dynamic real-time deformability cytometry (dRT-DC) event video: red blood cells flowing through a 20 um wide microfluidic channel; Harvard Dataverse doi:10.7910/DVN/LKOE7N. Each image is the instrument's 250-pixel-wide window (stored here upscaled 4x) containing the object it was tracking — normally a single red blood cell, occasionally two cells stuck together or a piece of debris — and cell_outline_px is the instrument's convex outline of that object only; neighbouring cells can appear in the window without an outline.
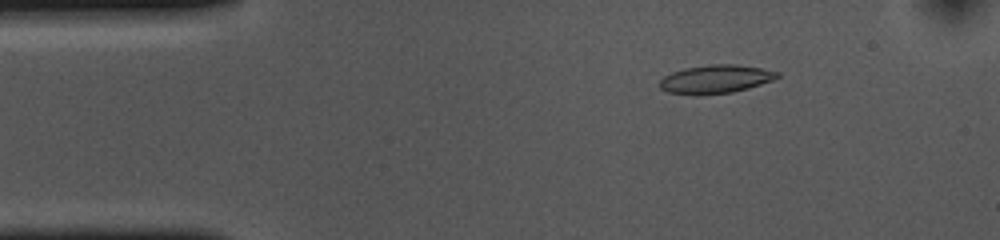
{"species": "common noctule bat (a hibernating species)", "species_latin": "Nyctalus noctula", "temperature_condition": "cold", "stored_images_in_passage": 54, "segment_of_instrument_passage": [1, 2], "camera_frame_rate_fps": 3000, "um_per_image_px": 0.085, "animal": {"sex": "female", "body_mass_g": 10.0, "forearm_length_mm": 53.1}, "frame": {"image": 1, "passage_image": 7, "time_ms": 2.0, "image_size_px": [1000, 240], "cell_outline_px": [[780, 76], [772, 80], [748, 88], [732, 92], [696, 96], [668, 92], [660, 88], [660, 80], [664, 76], [672, 72], [684, 68], [708, 64], [736, 64], [760, 68], [780, 72]], "centroid_in_image_um": [60.8, 6.73], "position_along_channel_um": 24.2, "area_um2": 19.59}}
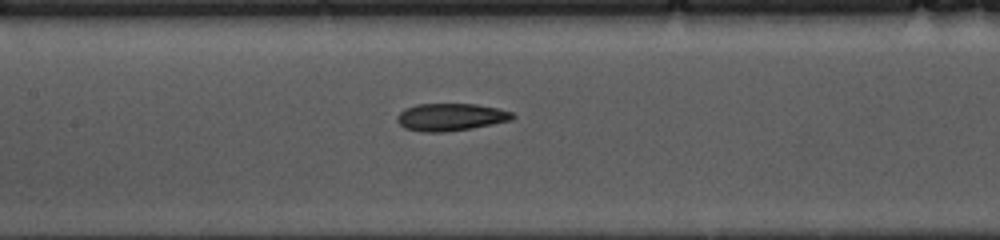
{"frame": {"image": 2, "passage_image": 23, "time_ms": 7.333, "image_size_px": [1000, 240], "cell_outline_px": [[516, 116], [512, 120], [472, 128], [444, 132], [420, 132], [404, 128], [396, 120], [396, 116], [404, 108], [416, 104], [476, 104], [500, 108], [512, 112]], "centroid_in_image_um": [38.3, 9.95], "position_along_channel_um": 169.1, "area_um2": 18.67}}
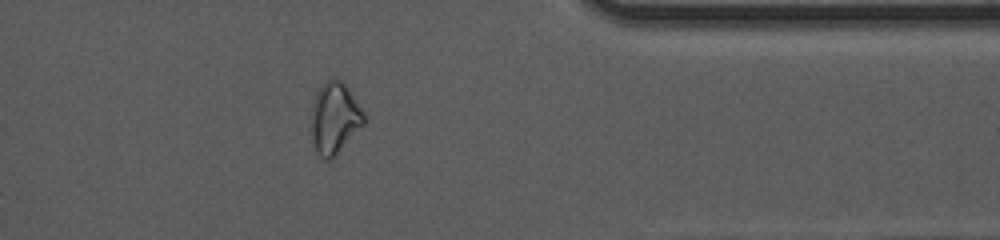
{"frame": {"image": 3, "passage_image": 42, "time_ms": 13.667, "image_size_px": [1000, 240], "cell_outline_px": [[364, 124], [328, 160], [324, 160], [316, 152], [312, 140], [312, 104], [316, 92], [328, 80], [336, 76], [344, 80], [348, 84], [364, 112]], "centroid_in_image_um": [28.45, 9.95], "position_along_channel_um": 383.0, "area_um2": 21.79}}